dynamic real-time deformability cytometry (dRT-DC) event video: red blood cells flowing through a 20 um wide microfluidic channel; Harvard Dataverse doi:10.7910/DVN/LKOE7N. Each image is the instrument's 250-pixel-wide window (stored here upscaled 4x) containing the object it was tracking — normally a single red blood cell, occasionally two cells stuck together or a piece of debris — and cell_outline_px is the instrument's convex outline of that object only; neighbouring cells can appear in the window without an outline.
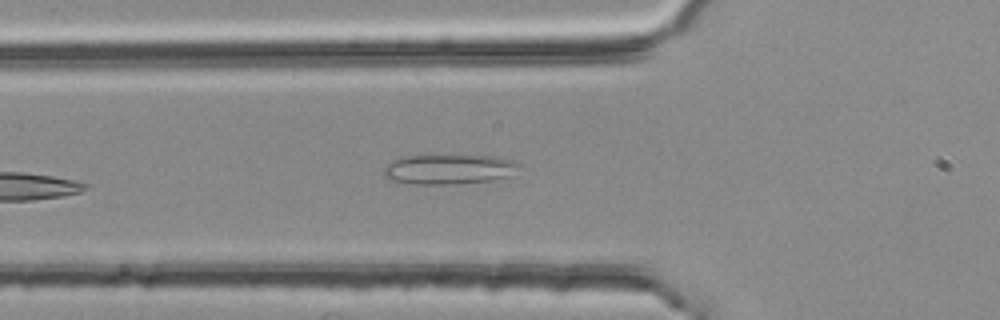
{"species": "common noctule bat (a hibernating species)", "species_latin": "Nyctalus noctula", "temperature_condition": "room temperature", "stored_images_in_passage": 4, "camera_frame_rate_fps": 3000, "um_per_image_px": 0.085, "animal": {"sex": "female", "body_mass_g": 25.1}, "frame": {"image": 1, "passage_image": 4, "time_ms": 1.0, "image_size_px": [1000, 320], "cell_outline_px": [[520, 164], [508, 176], [492, 180], [456, 184], [412, 184], [388, 180], [384, 176], [384, 168], [388, 164], [404, 156], [500, 156], [512, 160]], "centroid_in_image_um": [38.13, 14.4], "position_along_channel_um": 87.7, "area_um2": 23.29}}